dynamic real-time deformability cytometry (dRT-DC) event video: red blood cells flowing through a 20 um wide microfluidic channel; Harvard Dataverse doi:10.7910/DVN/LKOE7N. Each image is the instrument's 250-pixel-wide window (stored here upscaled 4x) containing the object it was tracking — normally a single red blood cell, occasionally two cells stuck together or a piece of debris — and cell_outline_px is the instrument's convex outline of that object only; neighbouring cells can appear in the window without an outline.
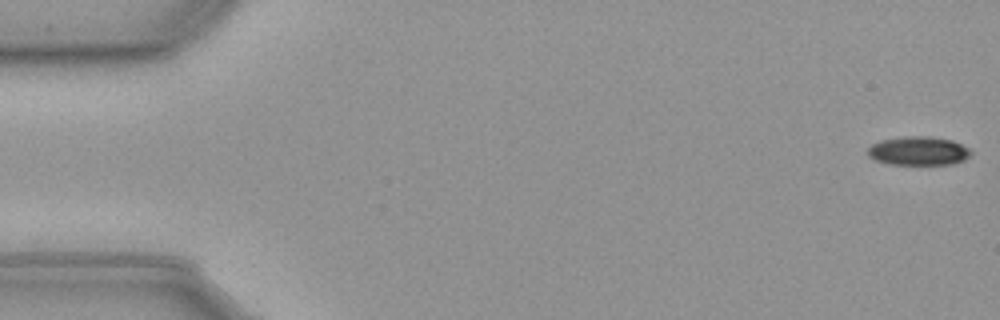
{"species": "common noctule bat (a hibernating species)", "species_latin": "Nyctalus noctula", "temperature_condition": "cold", "stored_images_in_passage": 57, "camera_frame_rate_fps": 3000, "um_per_image_px": 0.085, "animal": {"sex": "male", "body_mass_g": 23.1, "forearm_length_mm": 52.7}, "frame": {"image": 1, "passage_image": 1, "time_ms": 0.0, "image_size_px": [1000, 320], "cell_outline_px": [[972, 156], [956, 164], [888, 164], [872, 160], [868, 156], [868, 148], [872, 144], [880, 140], [904, 136], [928, 136], [952, 140], [972, 148]], "centroid_in_image_um": [78.1, 12.83], "position_along_channel_um": 6.9, "area_um2": 17.69}}
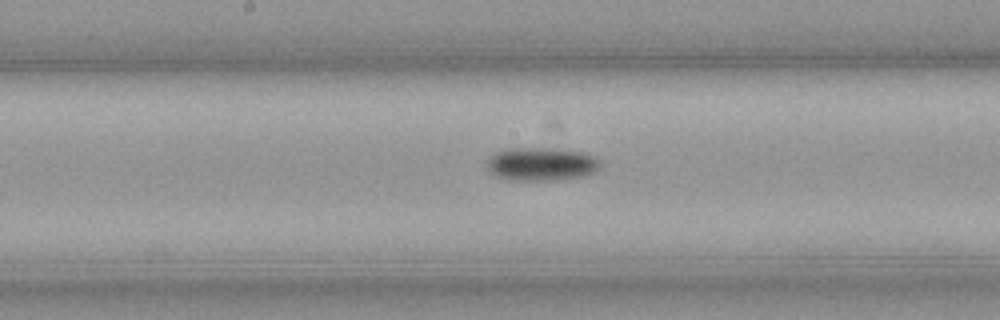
{"frame": {"image": 2, "passage_image": 29, "time_ms": 9.333, "image_size_px": [1000, 320], "cell_outline_px": [[600, 168], [596, 172], [584, 176], [552, 180], [508, 180], [496, 176], [488, 172], [484, 160], [488, 156], [496, 152], [508, 148], [544, 148], [580, 152], [592, 156], [600, 160]], "centroid_in_image_um": [45.93, 13.95], "position_along_channel_um": 202.3, "area_um2": 22.2}}
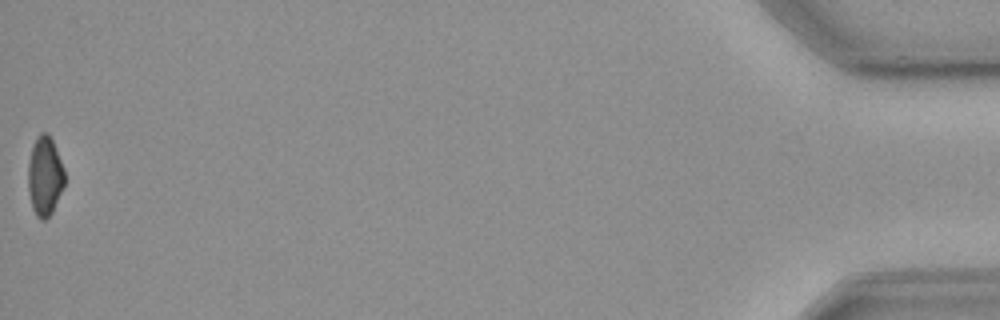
{"frame": {"image": 3, "passage_image": 57, "time_ms": 18.667, "image_size_px": [1000, 320], "cell_outline_px": [[64, 184], [52, 212], [44, 220], [40, 220], [36, 216], [32, 208], [28, 188], [28, 164], [32, 148], [36, 136], [40, 132], [48, 132], [52, 140], [64, 168]], "centroid_in_image_um": [3.79, 14.95], "position_along_channel_um": 431.4, "area_um2": 16.76}}